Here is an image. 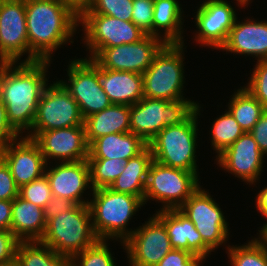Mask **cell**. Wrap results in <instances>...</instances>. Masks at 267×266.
Wrapping results in <instances>:
<instances>
[{
    "instance_id": "1",
    "label": "cell",
    "mask_w": 267,
    "mask_h": 266,
    "mask_svg": "<svg viewBox=\"0 0 267 266\" xmlns=\"http://www.w3.org/2000/svg\"><path fill=\"white\" fill-rule=\"evenodd\" d=\"M51 63H0V100L6 107L9 124L20 136L31 131L41 95L49 84L47 72Z\"/></svg>"
},
{
    "instance_id": "2",
    "label": "cell",
    "mask_w": 267,
    "mask_h": 266,
    "mask_svg": "<svg viewBox=\"0 0 267 266\" xmlns=\"http://www.w3.org/2000/svg\"><path fill=\"white\" fill-rule=\"evenodd\" d=\"M29 62L51 61L53 52L74 43L79 12L64 0L25 1Z\"/></svg>"
},
{
    "instance_id": "3",
    "label": "cell",
    "mask_w": 267,
    "mask_h": 266,
    "mask_svg": "<svg viewBox=\"0 0 267 266\" xmlns=\"http://www.w3.org/2000/svg\"><path fill=\"white\" fill-rule=\"evenodd\" d=\"M89 200L92 225L99 240L120 241V246L132 235L128 228L132 217L144 206L134 195L115 192L109 187L92 191Z\"/></svg>"
},
{
    "instance_id": "4",
    "label": "cell",
    "mask_w": 267,
    "mask_h": 266,
    "mask_svg": "<svg viewBox=\"0 0 267 266\" xmlns=\"http://www.w3.org/2000/svg\"><path fill=\"white\" fill-rule=\"evenodd\" d=\"M201 104L180 124L163 128L148 142L153 160L173 168L194 172L198 177L196 148L198 149V121Z\"/></svg>"
},
{
    "instance_id": "5",
    "label": "cell",
    "mask_w": 267,
    "mask_h": 266,
    "mask_svg": "<svg viewBox=\"0 0 267 266\" xmlns=\"http://www.w3.org/2000/svg\"><path fill=\"white\" fill-rule=\"evenodd\" d=\"M184 43H165L143 73L144 97L177 101L184 96Z\"/></svg>"
},
{
    "instance_id": "6",
    "label": "cell",
    "mask_w": 267,
    "mask_h": 266,
    "mask_svg": "<svg viewBox=\"0 0 267 266\" xmlns=\"http://www.w3.org/2000/svg\"><path fill=\"white\" fill-rule=\"evenodd\" d=\"M89 205H74L70 210L50 219L40 242L57 254L71 259L98 241Z\"/></svg>"
},
{
    "instance_id": "7",
    "label": "cell",
    "mask_w": 267,
    "mask_h": 266,
    "mask_svg": "<svg viewBox=\"0 0 267 266\" xmlns=\"http://www.w3.org/2000/svg\"><path fill=\"white\" fill-rule=\"evenodd\" d=\"M196 104L191 99L169 101L143 97L130 106V132L148 144L163 128L182 123Z\"/></svg>"
},
{
    "instance_id": "8",
    "label": "cell",
    "mask_w": 267,
    "mask_h": 266,
    "mask_svg": "<svg viewBox=\"0 0 267 266\" xmlns=\"http://www.w3.org/2000/svg\"><path fill=\"white\" fill-rule=\"evenodd\" d=\"M199 180L194 172L153 160L148 168L143 203L155 200L162 203L160 210L179 209L201 186Z\"/></svg>"
},
{
    "instance_id": "9",
    "label": "cell",
    "mask_w": 267,
    "mask_h": 266,
    "mask_svg": "<svg viewBox=\"0 0 267 266\" xmlns=\"http://www.w3.org/2000/svg\"><path fill=\"white\" fill-rule=\"evenodd\" d=\"M84 125L78 103L70 92L56 79L44 89L37 107L31 131L25 134L33 139L41 131Z\"/></svg>"
},
{
    "instance_id": "10",
    "label": "cell",
    "mask_w": 267,
    "mask_h": 266,
    "mask_svg": "<svg viewBox=\"0 0 267 266\" xmlns=\"http://www.w3.org/2000/svg\"><path fill=\"white\" fill-rule=\"evenodd\" d=\"M67 80H59L78 103L85 119L112 105L99 79V67L89 58L76 57L69 61Z\"/></svg>"
},
{
    "instance_id": "11",
    "label": "cell",
    "mask_w": 267,
    "mask_h": 266,
    "mask_svg": "<svg viewBox=\"0 0 267 266\" xmlns=\"http://www.w3.org/2000/svg\"><path fill=\"white\" fill-rule=\"evenodd\" d=\"M190 219L203 242L213 251L227 245L230 236L228 222L220 205L211 197L208 189L200 186L179 208Z\"/></svg>"
},
{
    "instance_id": "12",
    "label": "cell",
    "mask_w": 267,
    "mask_h": 266,
    "mask_svg": "<svg viewBox=\"0 0 267 266\" xmlns=\"http://www.w3.org/2000/svg\"><path fill=\"white\" fill-rule=\"evenodd\" d=\"M84 36L81 39L91 59L100 49L132 44L145 34L132 22L102 14H79V27ZM89 56V57H88Z\"/></svg>"
},
{
    "instance_id": "13",
    "label": "cell",
    "mask_w": 267,
    "mask_h": 266,
    "mask_svg": "<svg viewBox=\"0 0 267 266\" xmlns=\"http://www.w3.org/2000/svg\"><path fill=\"white\" fill-rule=\"evenodd\" d=\"M152 216L124 242L129 266H155L173 249L164 223Z\"/></svg>"
},
{
    "instance_id": "14",
    "label": "cell",
    "mask_w": 267,
    "mask_h": 266,
    "mask_svg": "<svg viewBox=\"0 0 267 266\" xmlns=\"http://www.w3.org/2000/svg\"><path fill=\"white\" fill-rule=\"evenodd\" d=\"M164 44L158 37L145 35L132 44L102 48L91 60L99 68L143 74Z\"/></svg>"
},
{
    "instance_id": "15",
    "label": "cell",
    "mask_w": 267,
    "mask_h": 266,
    "mask_svg": "<svg viewBox=\"0 0 267 266\" xmlns=\"http://www.w3.org/2000/svg\"><path fill=\"white\" fill-rule=\"evenodd\" d=\"M235 8L227 0H203L194 12L196 44L220 50L238 15Z\"/></svg>"
},
{
    "instance_id": "16",
    "label": "cell",
    "mask_w": 267,
    "mask_h": 266,
    "mask_svg": "<svg viewBox=\"0 0 267 266\" xmlns=\"http://www.w3.org/2000/svg\"><path fill=\"white\" fill-rule=\"evenodd\" d=\"M21 60L29 62L25 0H0V63Z\"/></svg>"
},
{
    "instance_id": "17",
    "label": "cell",
    "mask_w": 267,
    "mask_h": 266,
    "mask_svg": "<svg viewBox=\"0 0 267 266\" xmlns=\"http://www.w3.org/2000/svg\"><path fill=\"white\" fill-rule=\"evenodd\" d=\"M265 157L250 132H244L215 160L220 169L234 175L238 180H242L241 182H245L244 184L255 186L264 172Z\"/></svg>"
},
{
    "instance_id": "18",
    "label": "cell",
    "mask_w": 267,
    "mask_h": 266,
    "mask_svg": "<svg viewBox=\"0 0 267 266\" xmlns=\"http://www.w3.org/2000/svg\"><path fill=\"white\" fill-rule=\"evenodd\" d=\"M33 140L38 144L47 164L52 161L55 164L57 161L60 163L88 159L89 144L84 125L41 131Z\"/></svg>"
},
{
    "instance_id": "19",
    "label": "cell",
    "mask_w": 267,
    "mask_h": 266,
    "mask_svg": "<svg viewBox=\"0 0 267 266\" xmlns=\"http://www.w3.org/2000/svg\"><path fill=\"white\" fill-rule=\"evenodd\" d=\"M52 165L47 164L45 169L52 195L69 199L76 205H88L89 199L84 198V193L88 189L93 191L88 160L57 162L55 165L52 162Z\"/></svg>"
},
{
    "instance_id": "20",
    "label": "cell",
    "mask_w": 267,
    "mask_h": 266,
    "mask_svg": "<svg viewBox=\"0 0 267 266\" xmlns=\"http://www.w3.org/2000/svg\"><path fill=\"white\" fill-rule=\"evenodd\" d=\"M0 157L9 166L19 188L45 174L47 163L44 155L38 144L25 135L8 143L0 151Z\"/></svg>"
},
{
    "instance_id": "21",
    "label": "cell",
    "mask_w": 267,
    "mask_h": 266,
    "mask_svg": "<svg viewBox=\"0 0 267 266\" xmlns=\"http://www.w3.org/2000/svg\"><path fill=\"white\" fill-rule=\"evenodd\" d=\"M231 30L225 44L220 50L226 54L233 53L255 58V60H267V21L256 20L251 17L244 21L237 20ZM254 19V20H253Z\"/></svg>"
},
{
    "instance_id": "22",
    "label": "cell",
    "mask_w": 267,
    "mask_h": 266,
    "mask_svg": "<svg viewBox=\"0 0 267 266\" xmlns=\"http://www.w3.org/2000/svg\"><path fill=\"white\" fill-rule=\"evenodd\" d=\"M154 214L164 223L173 249L189 251L204 262L211 255L213 251L203 242L190 219L179 209H157Z\"/></svg>"
},
{
    "instance_id": "23",
    "label": "cell",
    "mask_w": 267,
    "mask_h": 266,
    "mask_svg": "<svg viewBox=\"0 0 267 266\" xmlns=\"http://www.w3.org/2000/svg\"><path fill=\"white\" fill-rule=\"evenodd\" d=\"M99 79L112 104L131 106L144 97L143 74L99 68Z\"/></svg>"
},
{
    "instance_id": "24",
    "label": "cell",
    "mask_w": 267,
    "mask_h": 266,
    "mask_svg": "<svg viewBox=\"0 0 267 266\" xmlns=\"http://www.w3.org/2000/svg\"><path fill=\"white\" fill-rule=\"evenodd\" d=\"M147 146L140 136L132 132L108 134L89 145L88 159H121L126 162Z\"/></svg>"
},
{
    "instance_id": "25",
    "label": "cell",
    "mask_w": 267,
    "mask_h": 266,
    "mask_svg": "<svg viewBox=\"0 0 267 266\" xmlns=\"http://www.w3.org/2000/svg\"><path fill=\"white\" fill-rule=\"evenodd\" d=\"M44 209L19 195L12 201L11 231L20 241H40L46 230Z\"/></svg>"
},
{
    "instance_id": "26",
    "label": "cell",
    "mask_w": 267,
    "mask_h": 266,
    "mask_svg": "<svg viewBox=\"0 0 267 266\" xmlns=\"http://www.w3.org/2000/svg\"><path fill=\"white\" fill-rule=\"evenodd\" d=\"M182 7L178 0H154L153 36L164 43H184L185 16Z\"/></svg>"
},
{
    "instance_id": "27",
    "label": "cell",
    "mask_w": 267,
    "mask_h": 266,
    "mask_svg": "<svg viewBox=\"0 0 267 266\" xmlns=\"http://www.w3.org/2000/svg\"><path fill=\"white\" fill-rule=\"evenodd\" d=\"M130 106L112 104L84 119L87 143L114 133L130 132Z\"/></svg>"
},
{
    "instance_id": "28",
    "label": "cell",
    "mask_w": 267,
    "mask_h": 266,
    "mask_svg": "<svg viewBox=\"0 0 267 266\" xmlns=\"http://www.w3.org/2000/svg\"><path fill=\"white\" fill-rule=\"evenodd\" d=\"M153 161L150 148L147 146L140 154L125 162V170L109 187L115 192L144 198L148 168Z\"/></svg>"
},
{
    "instance_id": "29",
    "label": "cell",
    "mask_w": 267,
    "mask_h": 266,
    "mask_svg": "<svg viewBox=\"0 0 267 266\" xmlns=\"http://www.w3.org/2000/svg\"><path fill=\"white\" fill-rule=\"evenodd\" d=\"M230 97L227 110L245 132H250L266 108L244 86Z\"/></svg>"
},
{
    "instance_id": "30",
    "label": "cell",
    "mask_w": 267,
    "mask_h": 266,
    "mask_svg": "<svg viewBox=\"0 0 267 266\" xmlns=\"http://www.w3.org/2000/svg\"><path fill=\"white\" fill-rule=\"evenodd\" d=\"M15 263L18 266H70V259L40 241H20Z\"/></svg>"
},
{
    "instance_id": "31",
    "label": "cell",
    "mask_w": 267,
    "mask_h": 266,
    "mask_svg": "<svg viewBox=\"0 0 267 266\" xmlns=\"http://www.w3.org/2000/svg\"><path fill=\"white\" fill-rule=\"evenodd\" d=\"M210 129V145L217 154L215 158L245 132L227 109L222 115L217 116Z\"/></svg>"
},
{
    "instance_id": "32",
    "label": "cell",
    "mask_w": 267,
    "mask_h": 266,
    "mask_svg": "<svg viewBox=\"0 0 267 266\" xmlns=\"http://www.w3.org/2000/svg\"><path fill=\"white\" fill-rule=\"evenodd\" d=\"M228 244L226 253L231 266H267V248L258 238L252 237L244 245Z\"/></svg>"
},
{
    "instance_id": "33",
    "label": "cell",
    "mask_w": 267,
    "mask_h": 266,
    "mask_svg": "<svg viewBox=\"0 0 267 266\" xmlns=\"http://www.w3.org/2000/svg\"><path fill=\"white\" fill-rule=\"evenodd\" d=\"M90 166L91 186L93 190L110 187L125 170L121 159H87Z\"/></svg>"
},
{
    "instance_id": "34",
    "label": "cell",
    "mask_w": 267,
    "mask_h": 266,
    "mask_svg": "<svg viewBox=\"0 0 267 266\" xmlns=\"http://www.w3.org/2000/svg\"><path fill=\"white\" fill-rule=\"evenodd\" d=\"M108 240H98L92 246L74 255L70 266H116V259L109 250Z\"/></svg>"
},
{
    "instance_id": "35",
    "label": "cell",
    "mask_w": 267,
    "mask_h": 266,
    "mask_svg": "<svg viewBox=\"0 0 267 266\" xmlns=\"http://www.w3.org/2000/svg\"><path fill=\"white\" fill-rule=\"evenodd\" d=\"M133 0H90L79 14H102L124 21L132 20Z\"/></svg>"
},
{
    "instance_id": "36",
    "label": "cell",
    "mask_w": 267,
    "mask_h": 266,
    "mask_svg": "<svg viewBox=\"0 0 267 266\" xmlns=\"http://www.w3.org/2000/svg\"><path fill=\"white\" fill-rule=\"evenodd\" d=\"M19 196L28 202L44 208L53 197L46 175L44 174L42 177L19 188Z\"/></svg>"
},
{
    "instance_id": "37",
    "label": "cell",
    "mask_w": 267,
    "mask_h": 266,
    "mask_svg": "<svg viewBox=\"0 0 267 266\" xmlns=\"http://www.w3.org/2000/svg\"><path fill=\"white\" fill-rule=\"evenodd\" d=\"M244 87L267 109V60L256 61Z\"/></svg>"
},
{
    "instance_id": "38",
    "label": "cell",
    "mask_w": 267,
    "mask_h": 266,
    "mask_svg": "<svg viewBox=\"0 0 267 266\" xmlns=\"http://www.w3.org/2000/svg\"><path fill=\"white\" fill-rule=\"evenodd\" d=\"M132 22L145 34L153 36L154 0H133Z\"/></svg>"
},
{
    "instance_id": "39",
    "label": "cell",
    "mask_w": 267,
    "mask_h": 266,
    "mask_svg": "<svg viewBox=\"0 0 267 266\" xmlns=\"http://www.w3.org/2000/svg\"><path fill=\"white\" fill-rule=\"evenodd\" d=\"M19 242L20 240L12 231L0 230V266L15 263Z\"/></svg>"
},
{
    "instance_id": "40",
    "label": "cell",
    "mask_w": 267,
    "mask_h": 266,
    "mask_svg": "<svg viewBox=\"0 0 267 266\" xmlns=\"http://www.w3.org/2000/svg\"><path fill=\"white\" fill-rule=\"evenodd\" d=\"M203 260L183 249H172L155 266H203Z\"/></svg>"
},
{
    "instance_id": "41",
    "label": "cell",
    "mask_w": 267,
    "mask_h": 266,
    "mask_svg": "<svg viewBox=\"0 0 267 266\" xmlns=\"http://www.w3.org/2000/svg\"><path fill=\"white\" fill-rule=\"evenodd\" d=\"M19 195V187L14 181L6 162L0 157V201L14 200Z\"/></svg>"
},
{
    "instance_id": "42",
    "label": "cell",
    "mask_w": 267,
    "mask_h": 266,
    "mask_svg": "<svg viewBox=\"0 0 267 266\" xmlns=\"http://www.w3.org/2000/svg\"><path fill=\"white\" fill-rule=\"evenodd\" d=\"M20 135L11 127L7 120L6 107L0 100V151Z\"/></svg>"
},
{
    "instance_id": "43",
    "label": "cell",
    "mask_w": 267,
    "mask_h": 266,
    "mask_svg": "<svg viewBox=\"0 0 267 266\" xmlns=\"http://www.w3.org/2000/svg\"><path fill=\"white\" fill-rule=\"evenodd\" d=\"M74 205L75 203L70 201L69 199L53 196L52 199L43 208L46 223L50 219L57 217L60 214L70 210Z\"/></svg>"
},
{
    "instance_id": "44",
    "label": "cell",
    "mask_w": 267,
    "mask_h": 266,
    "mask_svg": "<svg viewBox=\"0 0 267 266\" xmlns=\"http://www.w3.org/2000/svg\"><path fill=\"white\" fill-rule=\"evenodd\" d=\"M260 151L267 157V109L250 131Z\"/></svg>"
},
{
    "instance_id": "45",
    "label": "cell",
    "mask_w": 267,
    "mask_h": 266,
    "mask_svg": "<svg viewBox=\"0 0 267 266\" xmlns=\"http://www.w3.org/2000/svg\"><path fill=\"white\" fill-rule=\"evenodd\" d=\"M12 200L0 201V230L11 231Z\"/></svg>"
},
{
    "instance_id": "46",
    "label": "cell",
    "mask_w": 267,
    "mask_h": 266,
    "mask_svg": "<svg viewBox=\"0 0 267 266\" xmlns=\"http://www.w3.org/2000/svg\"><path fill=\"white\" fill-rule=\"evenodd\" d=\"M255 197H256L255 206L257 208V211L262 216H264L262 218L267 219V185L264 188L262 187V189L258 191Z\"/></svg>"
},
{
    "instance_id": "47",
    "label": "cell",
    "mask_w": 267,
    "mask_h": 266,
    "mask_svg": "<svg viewBox=\"0 0 267 266\" xmlns=\"http://www.w3.org/2000/svg\"><path fill=\"white\" fill-rule=\"evenodd\" d=\"M64 1L70 3L78 12L90 2V0H64Z\"/></svg>"
},
{
    "instance_id": "48",
    "label": "cell",
    "mask_w": 267,
    "mask_h": 266,
    "mask_svg": "<svg viewBox=\"0 0 267 266\" xmlns=\"http://www.w3.org/2000/svg\"><path fill=\"white\" fill-rule=\"evenodd\" d=\"M259 235L257 238L265 245L267 248V223H264L262 227H258Z\"/></svg>"
},
{
    "instance_id": "49",
    "label": "cell",
    "mask_w": 267,
    "mask_h": 266,
    "mask_svg": "<svg viewBox=\"0 0 267 266\" xmlns=\"http://www.w3.org/2000/svg\"><path fill=\"white\" fill-rule=\"evenodd\" d=\"M236 4L239 8H244L245 6L248 7L253 1L252 0H236Z\"/></svg>"
},
{
    "instance_id": "50",
    "label": "cell",
    "mask_w": 267,
    "mask_h": 266,
    "mask_svg": "<svg viewBox=\"0 0 267 266\" xmlns=\"http://www.w3.org/2000/svg\"><path fill=\"white\" fill-rule=\"evenodd\" d=\"M7 266H18L16 263H13V264H10V265H7Z\"/></svg>"
}]
</instances>
